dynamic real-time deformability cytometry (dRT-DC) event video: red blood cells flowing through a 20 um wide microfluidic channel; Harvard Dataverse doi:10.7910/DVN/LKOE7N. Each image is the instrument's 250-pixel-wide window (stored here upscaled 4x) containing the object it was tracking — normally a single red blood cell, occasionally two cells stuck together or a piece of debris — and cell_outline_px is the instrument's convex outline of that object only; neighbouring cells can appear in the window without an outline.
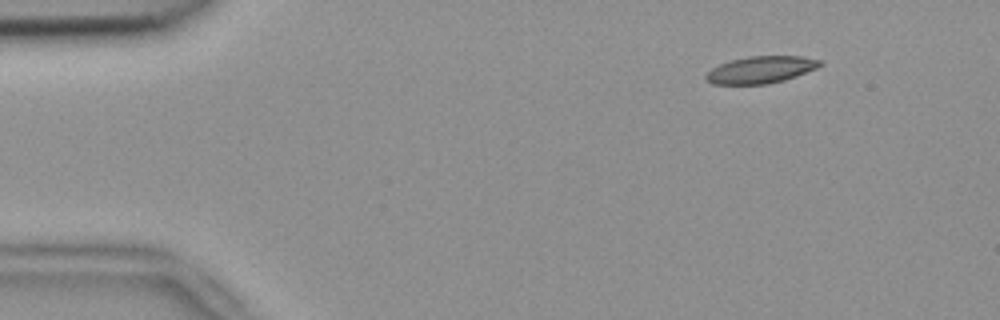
{"species": "common noctule bat (a hibernating species)", "species_latin": "Nyctalus noctula", "temperature_condition": "room temperature", "stored_images_in_passage": 11, "camera_frame_rate_fps": 3000, "um_per_image_px": 0.085, "animal": {"sex": "female", "body_mass_g": 18.4}, "frame": {"image": 1, "passage_image": 2, "time_ms": 0.333, "image_size_px": [1000, 320], "cell_outline_px": [[824, 64], [816, 68], [796, 76], [784, 80], [768, 84], [712, 84], [704, 76], [712, 68], [720, 64], [732, 60], [748, 56], [800, 56], [820, 60]], "centroid_in_image_um": [64.68, 5.93], "position_along_channel_um": 20.3, "area_um2": 17.8}}